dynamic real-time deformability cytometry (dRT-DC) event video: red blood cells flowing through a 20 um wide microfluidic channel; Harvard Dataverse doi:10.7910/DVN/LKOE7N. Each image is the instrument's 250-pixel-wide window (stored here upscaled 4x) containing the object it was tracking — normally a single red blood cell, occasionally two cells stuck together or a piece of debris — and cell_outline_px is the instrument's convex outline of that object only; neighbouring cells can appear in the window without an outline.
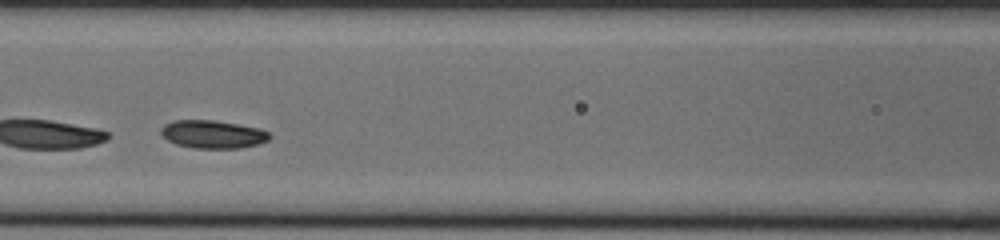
{"species": "common noctule bat (a hibernating species)", "species_latin": "Nyctalus noctula", "temperature_condition": "cold", "stored_images_in_passage": 45, "segment_of_instrument_passage": [2, 2], "camera_frame_rate_fps": 3000, "um_per_image_px": 0.085, "animal": {"sex": "male", "body_mass_g": 20.0, "forearm_length_mm": 53.3}, "frame": {"image": 1, "passage_image": 15, "time_ms": 4.667, "image_size_px": [1000, 240], "cell_outline_px": [[272, 136], [268, 140], [256, 144], [240, 148], [192, 148], [176, 144], [168, 140], [160, 132], [160, 128], [164, 124], [172, 120], [216, 120], [260, 128], [268, 132]], "centroid_in_image_um": [18.07, 11.4], "position_along_channel_um": 148.5, "area_um2": 17.8}}
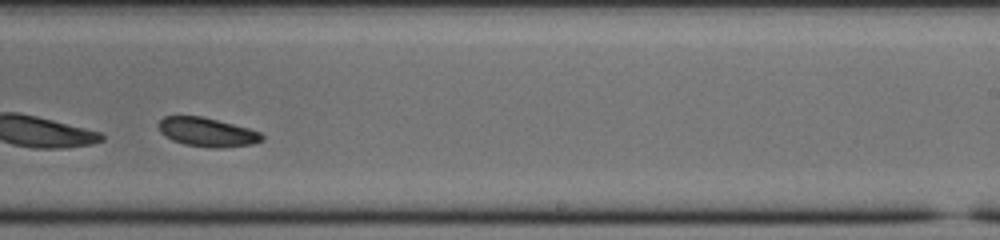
{"frame": {"image": 2, "passage_image": 25, "time_ms": 8.0, "image_size_px": [1000, 240], "cell_outline_px": [[264, 140], [252, 144], [220, 148], [208, 148], [184, 144], [172, 140], [160, 132], [156, 124], [164, 116], [200, 116], [248, 128], [260, 132], [264, 136]], "centroid_in_image_um": [17.58, 11.24], "position_along_channel_um": 271.4, "area_um2": 17.46}}